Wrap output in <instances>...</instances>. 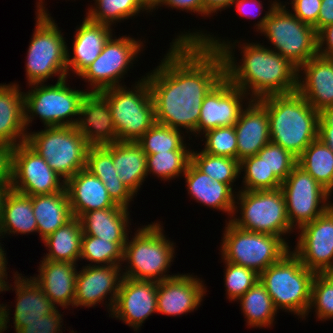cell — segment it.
<instances>
[{"instance_id": "cell-1", "label": "cell", "mask_w": 333, "mask_h": 333, "mask_svg": "<svg viewBox=\"0 0 333 333\" xmlns=\"http://www.w3.org/2000/svg\"><path fill=\"white\" fill-rule=\"evenodd\" d=\"M224 76L225 63L218 49L202 42L170 43L159 66L144 76L156 122L197 136L202 101Z\"/></svg>"}, {"instance_id": "cell-2", "label": "cell", "mask_w": 333, "mask_h": 333, "mask_svg": "<svg viewBox=\"0 0 333 333\" xmlns=\"http://www.w3.org/2000/svg\"><path fill=\"white\" fill-rule=\"evenodd\" d=\"M189 32L178 34L172 42H202L207 47L218 49L224 59L225 77L250 96V100L297 91L298 68L269 47L244 42L239 65L233 52L235 41L221 40L202 31Z\"/></svg>"}, {"instance_id": "cell-3", "label": "cell", "mask_w": 333, "mask_h": 333, "mask_svg": "<svg viewBox=\"0 0 333 333\" xmlns=\"http://www.w3.org/2000/svg\"><path fill=\"white\" fill-rule=\"evenodd\" d=\"M258 101L268 113L271 142L296 158L318 138L319 113L297 91Z\"/></svg>"}, {"instance_id": "cell-4", "label": "cell", "mask_w": 333, "mask_h": 333, "mask_svg": "<svg viewBox=\"0 0 333 333\" xmlns=\"http://www.w3.org/2000/svg\"><path fill=\"white\" fill-rule=\"evenodd\" d=\"M265 16L257 21L256 30L274 46L272 50L287 58L299 68L318 55V33L311 25L303 23L278 0L270 2Z\"/></svg>"}, {"instance_id": "cell-5", "label": "cell", "mask_w": 333, "mask_h": 333, "mask_svg": "<svg viewBox=\"0 0 333 333\" xmlns=\"http://www.w3.org/2000/svg\"><path fill=\"white\" fill-rule=\"evenodd\" d=\"M160 222H152L138 228L123 252V262H127L123 277L134 280L160 282L175 275L165 274L174 260V243L167 239ZM130 264V265H129Z\"/></svg>"}, {"instance_id": "cell-6", "label": "cell", "mask_w": 333, "mask_h": 333, "mask_svg": "<svg viewBox=\"0 0 333 333\" xmlns=\"http://www.w3.org/2000/svg\"><path fill=\"white\" fill-rule=\"evenodd\" d=\"M36 26L28 48L26 78L28 85L45 83L58 76L60 81L67 78V44L43 0H38Z\"/></svg>"}, {"instance_id": "cell-7", "label": "cell", "mask_w": 333, "mask_h": 333, "mask_svg": "<svg viewBox=\"0 0 333 333\" xmlns=\"http://www.w3.org/2000/svg\"><path fill=\"white\" fill-rule=\"evenodd\" d=\"M315 273L304 266L290 250L278 262L259 274V280L272 298L274 307L299 318L310 313L311 285Z\"/></svg>"}, {"instance_id": "cell-8", "label": "cell", "mask_w": 333, "mask_h": 333, "mask_svg": "<svg viewBox=\"0 0 333 333\" xmlns=\"http://www.w3.org/2000/svg\"><path fill=\"white\" fill-rule=\"evenodd\" d=\"M134 84L133 90L122 85L100 91L109 105L118 141L137 142L156 123L147 79Z\"/></svg>"}, {"instance_id": "cell-9", "label": "cell", "mask_w": 333, "mask_h": 333, "mask_svg": "<svg viewBox=\"0 0 333 333\" xmlns=\"http://www.w3.org/2000/svg\"><path fill=\"white\" fill-rule=\"evenodd\" d=\"M235 200L237 202L230 220L233 225L250 232L279 236L288 244L282 236L292 233L294 229L290 225L284 194L280 188L263 191L239 190ZM237 209L241 214L238 218L235 217Z\"/></svg>"}, {"instance_id": "cell-10", "label": "cell", "mask_w": 333, "mask_h": 333, "mask_svg": "<svg viewBox=\"0 0 333 333\" xmlns=\"http://www.w3.org/2000/svg\"><path fill=\"white\" fill-rule=\"evenodd\" d=\"M66 80L64 78L48 86L46 83L32 84L29 85L31 91H23L26 130L34 116H39L45 127L76 125L83 98L88 91L72 89Z\"/></svg>"}, {"instance_id": "cell-11", "label": "cell", "mask_w": 333, "mask_h": 333, "mask_svg": "<svg viewBox=\"0 0 333 333\" xmlns=\"http://www.w3.org/2000/svg\"><path fill=\"white\" fill-rule=\"evenodd\" d=\"M28 132L26 143L35 150L65 182L86 168L90 145L75 126L44 127Z\"/></svg>"}, {"instance_id": "cell-12", "label": "cell", "mask_w": 333, "mask_h": 333, "mask_svg": "<svg viewBox=\"0 0 333 333\" xmlns=\"http://www.w3.org/2000/svg\"><path fill=\"white\" fill-rule=\"evenodd\" d=\"M223 235L220 246L223 261L253 269L258 274L290 251L281 237L242 230L229 220Z\"/></svg>"}, {"instance_id": "cell-13", "label": "cell", "mask_w": 333, "mask_h": 333, "mask_svg": "<svg viewBox=\"0 0 333 333\" xmlns=\"http://www.w3.org/2000/svg\"><path fill=\"white\" fill-rule=\"evenodd\" d=\"M280 189L294 230L312 222L333 205L328 201L332 195L298 164L282 182Z\"/></svg>"}, {"instance_id": "cell-14", "label": "cell", "mask_w": 333, "mask_h": 333, "mask_svg": "<svg viewBox=\"0 0 333 333\" xmlns=\"http://www.w3.org/2000/svg\"><path fill=\"white\" fill-rule=\"evenodd\" d=\"M114 37L112 35L109 38L100 55L79 75L90 84L88 86L91 90L87 89L88 92H100L122 86L119 82L142 51L143 41L126 35L118 39Z\"/></svg>"}, {"instance_id": "cell-15", "label": "cell", "mask_w": 333, "mask_h": 333, "mask_svg": "<svg viewBox=\"0 0 333 333\" xmlns=\"http://www.w3.org/2000/svg\"><path fill=\"white\" fill-rule=\"evenodd\" d=\"M62 179L26 142L13 148V190L28 196L53 194L65 189L66 182Z\"/></svg>"}, {"instance_id": "cell-16", "label": "cell", "mask_w": 333, "mask_h": 333, "mask_svg": "<svg viewBox=\"0 0 333 333\" xmlns=\"http://www.w3.org/2000/svg\"><path fill=\"white\" fill-rule=\"evenodd\" d=\"M292 252L315 274L333 266V205L321 216L299 228Z\"/></svg>"}, {"instance_id": "cell-17", "label": "cell", "mask_w": 333, "mask_h": 333, "mask_svg": "<svg viewBox=\"0 0 333 333\" xmlns=\"http://www.w3.org/2000/svg\"><path fill=\"white\" fill-rule=\"evenodd\" d=\"M246 97L241 89L233 86L224 76L202 101L198 135L218 127L235 126Z\"/></svg>"}, {"instance_id": "cell-18", "label": "cell", "mask_w": 333, "mask_h": 333, "mask_svg": "<svg viewBox=\"0 0 333 333\" xmlns=\"http://www.w3.org/2000/svg\"><path fill=\"white\" fill-rule=\"evenodd\" d=\"M121 272V273H120ZM121 265H89L77 273L73 307H94L108 298V313L112 311L123 279Z\"/></svg>"}, {"instance_id": "cell-19", "label": "cell", "mask_w": 333, "mask_h": 333, "mask_svg": "<svg viewBox=\"0 0 333 333\" xmlns=\"http://www.w3.org/2000/svg\"><path fill=\"white\" fill-rule=\"evenodd\" d=\"M152 313H157V282L123 277L111 317L137 331Z\"/></svg>"}, {"instance_id": "cell-20", "label": "cell", "mask_w": 333, "mask_h": 333, "mask_svg": "<svg viewBox=\"0 0 333 333\" xmlns=\"http://www.w3.org/2000/svg\"><path fill=\"white\" fill-rule=\"evenodd\" d=\"M206 286L192 274H179L157 282V313L180 316L201 305Z\"/></svg>"}, {"instance_id": "cell-21", "label": "cell", "mask_w": 333, "mask_h": 333, "mask_svg": "<svg viewBox=\"0 0 333 333\" xmlns=\"http://www.w3.org/2000/svg\"><path fill=\"white\" fill-rule=\"evenodd\" d=\"M75 128L90 146L118 142L117 130L106 98L100 92H87Z\"/></svg>"}, {"instance_id": "cell-22", "label": "cell", "mask_w": 333, "mask_h": 333, "mask_svg": "<svg viewBox=\"0 0 333 333\" xmlns=\"http://www.w3.org/2000/svg\"><path fill=\"white\" fill-rule=\"evenodd\" d=\"M297 76V92L316 111L333 107V58L318 54L298 68Z\"/></svg>"}, {"instance_id": "cell-23", "label": "cell", "mask_w": 333, "mask_h": 333, "mask_svg": "<svg viewBox=\"0 0 333 333\" xmlns=\"http://www.w3.org/2000/svg\"><path fill=\"white\" fill-rule=\"evenodd\" d=\"M234 126L237 135V160L256 155L271 142L269 117L266 108L258 100L247 99Z\"/></svg>"}, {"instance_id": "cell-24", "label": "cell", "mask_w": 333, "mask_h": 333, "mask_svg": "<svg viewBox=\"0 0 333 333\" xmlns=\"http://www.w3.org/2000/svg\"><path fill=\"white\" fill-rule=\"evenodd\" d=\"M37 277H31L57 307L74 305L77 264L42 259Z\"/></svg>"}, {"instance_id": "cell-25", "label": "cell", "mask_w": 333, "mask_h": 333, "mask_svg": "<svg viewBox=\"0 0 333 333\" xmlns=\"http://www.w3.org/2000/svg\"><path fill=\"white\" fill-rule=\"evenodd\" d=\"M112 26L84 18L81 26L75 31L72 49L73 56L67 47V72L79 76L100 55L105 43L112 36ZM72 56V57H71Z\"/></svg>"}, {"instance_id": "cell-26", "label": "cell", "mask_w": 333, "mask_h": 333, "mask_svg": "<svg viewBox=\"0 0 333 333\" xmlns=\"http://www.w3.org/2000/svg\"><path fill=\"white\" fill-rule=\"evenodd\" d=\"M65 188L74 217L80 218L85 212L116 206L103 182L86 168L69 178Z\"/></svg>"}, {"instance_id": "cell-27", "label": "cell", "mask_w": 333, "mask_h": 333, "mask_svg": "<svg viewBox=\"0 0 333 333\" xmlns=\"http://www.w3.org/2000/svg\"><path fill=\"white\" fill-rule=\"evenodd\" d=\"M188 194L204 206L221 210L230 217L233 216L236 195L228 184L213 180L200 171L192 162L189 163L185 173Z\"/></svg>"}, {"instance_id": "cell-28", "label": "cell", "mask_w": 333, "mask_h": 333, "mask_svg": "<svg viewBox=\"0 0 333 333\" xmlns=\"http://www.w3.org/2000/svg\"><path fill=\"white\" fill-rule=\"evenodd\" d=\"M15 83L0 84V142L15 147L26 142L24 95Z\"/></svg>"}, {"instance_id": "cell-29", "label": "cell", "mask_w": 333, "mask_h": 333, "mask_svg": "<svg viewBox=\"0 0 333 333\" xmlns=\"http://www.w3.org/2000/svg\"><path fill=\"white\" fill-rule=\"evenodd\" d=\"M14 280L15 285L12 290H15L17 299L13 324L17 333L24 327V322L38 320L41 316L51 314L57 307L45 296L31 276L26 278L16 271Z\"/></svg>"}, {"instance_id": "cell-30", "label": "cell", "mask_w": 333, "mask_h": 333, "mask_svg": "<svg viewBox=\"0 0 333 333\" xmlns=\"http://www.w3.org/2000/svg\"><path fill=\"white\" fill-rule=\"evenodd\" d=\"M127 208H112L85 212L79 219L83 235H91L111 242H127L130 222ZM128 236V237H127Z\"/></svg>"}, {"instance_id": "cell-31", "label": "cell", "mask_w": 333, "mask_h": 333, "mask_svg": "<svg viewBox=\"0 0 333 333\" xmlns=\"http://www.w3.org/2000/svg\"><path fill=\"white\" fill-rule=\"evenodd\" d=\"M113 157L119 179L137 194L147 175V155L137 142L118 141L103 145Z\"/></svg>"}, {"instance_id": "cell-32", "label": "cell", "mask_w": 333, "mask_h": 333, "mask_svg": "<svg viewBox=\"0 0 333 333\" xmlns=\"http://www.w3.org/2000/svg\"><path fill=\"white\" fill-rule=\"evenodd\" d=\"M86 169L103 182L116 205L129 209L136 195L119 179L112 154L104 146L89 147Z\"/></svg>"}, {"instance_id": "cell-33", "label": "cell", "mask_w": 333, "mask_h": 333, "mask_svg": "<svg viewBox=\"0 0 333 333\" xmlns=\"http://www.w3.org/2000/svg\"><path fill=\"white\" fill-rule=\"evenodd\" d=\"M32 207L41 241L73 217L66 188L53 194L32 196Z\"/></svg>"}, {"instance_id": "cell-34", "label": "cell", "mask_w": 333, "mask_h": 333, "mask_svg": "<svg viewBox=\"0 0 333 333\" xmlns=\"http://www.w3.org/2000/svg\"><path fill=\"white\" fill-rule=\"evenodd\" d=\"M82 236L81 221L73 216L62 227L42 240L49 248L43 259L76 264L80 260Z\"/></svg>"}, {"instance_id": "cell-35", "label": "cell", "mask_w": 333, "mask_h": 333, "mask_svg": "<svg viewBox=\"0 0 333 333\" xmlns=\"http://www.w3.org/2000/svg\"><path fill=\"white\" fill-rule=\"evenodd\" d=\"M37 232V222L33 214L32 196L11 189L5 199L3 218L0 222V235L29 234Z\"/></svg>"}, {"instance_id": "cell-36", "label": "cell", "mask_w": 333, "mask_h": 333, "mask_svg": "<svg viewBox=\"0 0 333 333\" xmlns=\"http://www.w3.org/2000/svg\"><path fill=\"white\" fill-rule=\"evenodd\" d=\"M241 310L249 327H271L278 310L264 285L258 280L239 299Z\"/></svg>"}, {"instance_id": "cell-37", "label": "cell", "mask_w": 333, "mask_h": 333, "mask_svg": "<svg viewBox=\"0 0 333 333\" xmlns=\"http://www.w3.org/2000/svg\"><path fill=\"white\" fill-rule=\"evenodd\" d=\"M297 164L325 190L333 193V151L319 138L311 142L297 158Z\"/></svg>"}, {"instance_id": "cell-38", "label": "cell", "mask_w": 333, "mask_h": 333, "mask_svg": "<svg viewBox=\"0 0 333 333\" xmlns=\"http://www.w3.org/2000/svg\"><path fill=\"white\" fill-rule=\"evenodd\" d=\"M89 9L86 16L90 20L109 26L128 20L141 10L151 12L142 0H95V5Z\"/></svg>"}, {"instance_id": "cell-39", "label": "cell", "mask_w": 333, "mask_h": 333, "mask_svg": "<svg viewBox=\"0 0 333 333\" xmlns=\"http://www.w3.org/2000/svg\"><path fill=\"white\" fill-rule=\"evenodd\" d=\"M191 162L213 180L228 184L232 189L240 176L239 161L235 158L215 156L203 150L197 153L192 149Z\"/></svg>"}, {"instance_id": "cell-40", "label": "cell", "mask_w": 333, "mask_h": 333, "mask_svg": "<svg viewBox=\"0 0 333 333\" xmlns=\"http://www.w3.org/2000/svg\"><path fill=\"white\" fill-rule=\"evenodd\" d=\"M126 242H111L102 238L83 235L81 239L82 260L91 262L87 266L97 265H121Z\"/></svg>"}, {"instance_id": "cell-41", "label": "cell", "mask_w": 333, "mask_h": 333, "mask_svg": "<svg viewBox=\"0 0 333 333\" xmlns=\"http://www.w3.org/2000/svg\"><path fill=\"white\" fill-rule=\"evenodd\" d=\"M182 132L156 122L137 143L146 155L172 150H190L184 141L185 136Z\"/></svg>"}, {"instance_id": "cell-42", "label": "cell", "mask_w": 333, "mask_h": 333, "mask_svg": "<svg viewBox=\"0 0 333 333\" xmlns=\"http://www.w3.org/2000/svg\"><path fill=\"white\" fill-rule=\"evenodd\" d=\"M191 150H172L147 155V175L160 177L162 180H172L183 176L191 162Z\"/></svg>"}, {"instance_id": "cell-43", "label": "cell", "mask_w": 333, "mask_h": 333, "mask_svg": "<svg viewBox=\"0 0 333 333\" xmlns=\"http://www.w3.org/2000/svg\"><path fill=\"white\" fill-rule=\"evenodd\" d=\"M239 171H244L241 190L263 191L276 190L281 187L282 181L266 166L264 159L257 154L239 161Z\"/></svg>"}, {"instance_id": "cell-44", "label": "cell", "mask_w": 333, "mask_h": 333, "mask_svg": "<svg viewBox=\"0 0 333 333\" xmlns=\"http://www.w3.org/2000/svg\"><path fill=\"white\" fill-rule=\"evenodd\" d=\"M223 262L226 265L224 281L227 298L230 299L229 301H237L259 280V274L253 269L227 261Z\"/></svg>"}, {"instance_id": "cell-45", "label": "cell", "mask_w": 333, "mask_h": 333, "mask_svg": "<svg viewBox=\"0 0 333 333\" xmlns=\"http://www.w3.org/2000/svg\"><path fill=\"white\" fill-rule=\"evenodd\" d=\"M204 152L237 159V135L234 126L218 127L205 132Z\"/></svg>"}, {"instance_id": "cell-46", "label": "cell", "mask_w": 333, "mask_h": 333, "mask_svg": "<svg viewBox=\"0 0 333 333\" xmlns=\"http://www.w3.org/2000/svg\"><path fill=\"white\" fill-rule=\"evenodd\" d=\"M257 155L264 159L270 172H273L282 182L297 164V158L280 145L267 143Z\"/></svg>"}, {"instance_id": "cell-47", "label": "cell", "mask_w": 333, "mask_h": 333, "mask_svg": "<svg viewBox=\"0 0 333 333\" xmlns=\"http://www.w3.org/2000/svg\"><path fill=\"white\" fill-rule=\"evenodd\" d=\"M316 313L318 320L333 319V287L320 274H315L311 285L310 309Z\"/></svg>"}, {"instance_id": "cell-48", "label": "cell", "mask_w": 333, "mask_h": 333, "mask_svg": "<svg viewBox=\"0 0 333 333\" xmlns=\"http://www.w3.org/2000/svg\"><path fill=\"white\" fill-rule=\"evenodd\" d=\"M60 313L57 307L51 314L41 316L38 320L24 322V327L17 333H62L63 315Z\"/></svg>"}, {"instance_id": "cell-49", "label": "cell", "mask_w": 333, "mask_h": 333, "mask_svg": "<svg viewBox=\"0 0 333 333\" xmlns=\"http://www.w3.org/2000/svg\"><path fill=\"white\" fill-rule=\"evenodd\" d=\"M322 0H298L292 5V14L303 23L311 25L318 33V16Z\"/></svg>"}, {"instance_id": "cell-50", "label": "cell", "mask_w": 333, "mask_h": 333, "mask_svg": "<svg viewBox=\"0 0 333 333\" xmlns=\"http://www.w3.org/2000/svg\"><path fill=\"white\" fill-rule=\"evenodd\" d=\"M318 113V138L333 151V107L323 108Z\"/></svg>"}, {"instance_id": "cell-51", "label": "cell", "mask_w": 333, "mask_h": 333, "mask_svg": "<svg viewBox=\"0 0 333 333\" xmlns=\"http://www.w3.org/2000/svg\"><path fill=\"white\" fill-rule=\"evenodd\" d=\"M13 148L0 142V184H11Z\"/></svg>"}, {"instance_id": "cell-52", "label": "cell", "mask_w": 333, "mask_h": 333, "mask_svg": "<svg viewBox=\"0 0 333 333\" xmlns=\"http://www.w3.org/2000/svg\"><path fill=\"white\" fill-rule=\"evenodd\" d=\"M171 7L172 9H178L187 11V13L194 12L203 15V0H161L152 10H155L160 6Z\"/></svg>"}, {"instance_id": "cell-53", "label": "cell", "mask_w": 333, "mask_h": 333, "mask_svg": "<svg viewBox=\"0 0 333 333\" xmlns=\"http://www.w3.org/2000/svg\"><path fill=\"white\" fill-rule=\"evenodd\" d=\"M318 53L323 57L333 58V23L318 33Z\"/></svg>"}, {"instance_id": "cell-54", "label": "cell", "mask_w": 333, "mask_h": 333, "mask_svg": "<svg viewBox=\"0 0 333 333\" xmlns=\"http://www.w3.org/2000/svg\"><path fill=\"white\" fill-rule=\"evenodd\" d=\"M234 4L236 11L240 14V16L249 17V19L258 17L264 8L262 1L260 0H235L233 2V5Z\"/></svg>"}, {"instance_id": "cell-55", "label": "cell", "mask_w": 333, "mask_h": 333, "mask_svg": "<svg viewBox=\"0 0 333 333\" xmlns=\"http://www.w3.org/2000/svg\"><path fill=\"white\" fill-rule=\"evenodd\" d=\"M333 23V0H322L318 16V33Z\"/></svg>"}, {"instance_id": "cell-56", "label": "cell", "mask_w": 333, "mask_h": 333, "mask_svg": "<svg viewBox=\"0 0 333 333\" xmlns=\"http://www.w3.org/2000/svg\"><path fill=\"white\" fill-rule=\"evenodd\" d=\"M235 0H203V17L233 6Z\"/></svg>"}, {"instance_id": "cell-57", "label": "cell", "mask_w": 333, "mask_h": 333, "mask_svg": "<svg viewBox=\"0 0 333 333\" xmlns=\"http://www.w3.org/2000/svg\"><path fill=\"white\" fill-rule=\"evenodd\" d=\"M7 305L5 304H0V333L4 332V330H7L8 326V322H9V308L7 307Z\"/></svg>"}, {"instance_id": "cell-58", "label": "cell", "mask_w": 333, "mask_h": 333, "mask_svg": "<svg viewBox=\"0 0 333 333\" xmlns=\"http://www.w3.org/2000/svg\"><path fill=\"white\" fill-rule=\"evenodd\" d=\"M11 184H0V222L3 218V207L6 196L8 192L11 190Z\"/></svg>"}, {"instance_id": "cell-59", "label": "cell", "mask_w": 333, "mask_h": 333, "mask_svg": "<svg viewBox=\"0 0 333 333\" xmlns=\"http://www.w3.org/2000/svg\"><path fill=\"white\" fill-rule=\"evenodd\" d=\"M7 271H0V292H3V291H8L10 290L11 288V285L8 284V281H7ZM6 277V278H5ZM6 280V281H5ZM10 286V287H9Z\"/></svg>"}, {"instance_id": "cell-60", "label": "cell", "mask_w": 333, "mask_h": 333, "mask_svg": "<svg viewBox=\"0 0 333 333\" xmlns=\"http://www.w3.org/2000/svg\"><path fill=\"white\" fill-rule=\"evenodd\" d=\"M0 238H4L1 237L0 235ZM1 241V240H0ZM3 244H1L0 242V271H7V259H6V253L4 251V247H2Z\"/></svg>"}, {"instance_id": "cell-61", "label": "cell", "mask_w": 333, "mask_h": 333, "mask_svg": "<svg viewBox=\"0 0 333 333\" xmlns=\"http://www.w3.org/2000/svg\"><path fill=\"white\" fill-rule=\"evenodd\" d=\"M320 275L333 287V266L322 271Z\"/></svg>"}, {"instance_id": "cell-62", "label": "cell", "mask_w": 333, "mask_h": 333, "mask_svg": "<svg viewBox=\"0 0 333 333\" xmlns=\"http://www.w3.org/2000/svg\"><path fill=\"white\" fill-rule=\"evenodd\" d=\"M161 0H142L146 7L151 11Z\"/></svg>"}, {"instance_id": "cell-63", "label": "cell", "mask_w": 333, "mask_h": 333, "mask_svg": "<svg viewBox=\"0 0 333 333\" xmlns=\"http://www.w3.org/2000/svg\"><path fill=\"white\" fill-rule=\"evenodd\" d=\"M298 0H291V3L290 4H295Z\"/></svg>"}]
</instances>
